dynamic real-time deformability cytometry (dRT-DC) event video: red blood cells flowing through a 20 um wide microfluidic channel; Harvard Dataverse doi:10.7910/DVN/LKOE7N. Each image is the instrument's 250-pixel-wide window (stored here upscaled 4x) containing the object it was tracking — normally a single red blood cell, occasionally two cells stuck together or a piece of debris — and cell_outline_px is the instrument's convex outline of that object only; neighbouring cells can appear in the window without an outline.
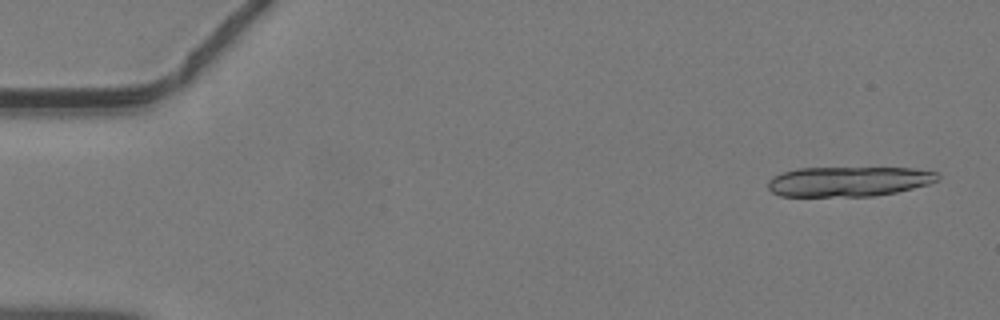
{"species": "common noctule bat (a hibernating species)", "species_latin": "Nyctalus noctula", "temperature_condition": "warm", "stored_images_in_passage": 12, "camera_frame_rate_fps": 3000, "um_per_image_px": 0.085, "animal": {"sex": "male", "body_mass_g": 19.2, "forearm_length_mm": 51.8}, "frame": {"image": 1, "passage_image": 2, "time_ms": 0.333, "image_size_px": [1000, 320], "cell_outline_px": [[940, 180], [928, 184], [896, 192], [872, 196], [780, 196], [772, 192], [768, 188], [768, 180], [772, 176], [796, 168], [912, 168], [940, 172]], "centroid_in_image_um": [72.15, 15.42], "position_along_channel_um": 12.8, "area_um2": 29.71}}